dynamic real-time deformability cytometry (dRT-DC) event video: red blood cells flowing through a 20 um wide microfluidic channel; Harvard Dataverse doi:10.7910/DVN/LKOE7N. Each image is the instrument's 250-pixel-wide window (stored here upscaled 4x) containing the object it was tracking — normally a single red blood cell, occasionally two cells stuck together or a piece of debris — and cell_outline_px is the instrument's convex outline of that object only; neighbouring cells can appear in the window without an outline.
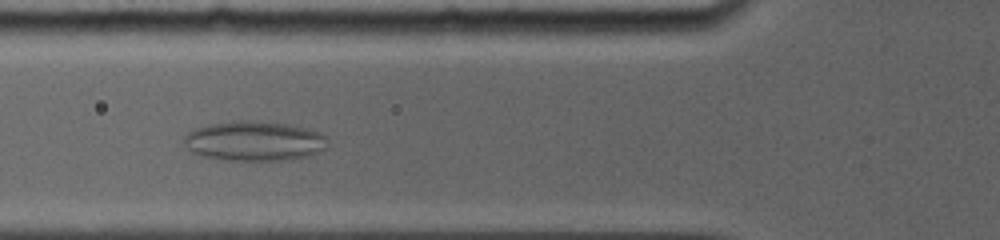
{"species": "common noctule bat (a hibernating species)", "species_latin": "Nyctalus noctula", "temperature_condition": "room temperature", "stored_images_in_passage": 4, "camera_frame_rate_fps": 5000, "um_per_image_px": 0.085, "animal": {"sex": "female", "body_mass_g": 19.0, "forearm_length_mm": 56.7}, "frame": {"image": 1, "passage_image": 2, "time_ms": 1.0, "image_size_px": [1000, 240], "cell_outline_px": [[324, 148], [308, 156], [292, 160], [224, 160], [204, 156], [192, 152], [188, 148], [184, 140], [184, 136], [188, 132], [196, 128], [208, 124], [232, 120], [260, 120], [288, 124], [308, 128], [320, 132], [324, 136]], "centroid_in_image_um": [21.58, 11.97], "position_along_channel_um": 104.2, "area_um2": 33.35}}